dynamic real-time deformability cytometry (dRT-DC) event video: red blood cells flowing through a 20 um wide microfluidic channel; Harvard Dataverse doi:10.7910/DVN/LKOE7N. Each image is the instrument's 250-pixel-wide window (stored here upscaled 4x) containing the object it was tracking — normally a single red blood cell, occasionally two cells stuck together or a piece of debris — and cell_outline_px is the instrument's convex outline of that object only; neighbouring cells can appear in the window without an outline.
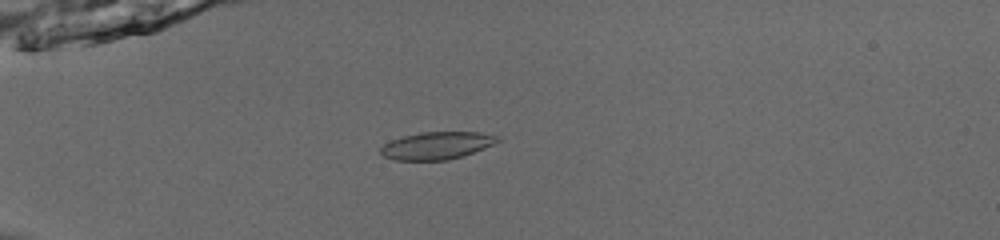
{"species": "common noctule bat (a hibernating species)", "species_latin": "Nyctalus noctula", "temperature_condition": "room temperature", "stored_images_in_passage": 54, "camera_frame_rate_fps": 3000, "um_per_image_px": 0.085, "animal": {"sex": "male", "body_mass_g": 13.0, "forearm_length_mm": 53.1}, "frame": {"image": 1, "passage_image": 17, "time_ms": 5.333, "image_size_px": [1000, 240], "cell_outline_px": [[504, 140], [484, 148], [448, 160], [392, 160], [384, 156], [380, 152], [380, 148], [384, 144], [392, 140], [404, 136], [420, 132], [480, 132], [496, 136]], "centroid_in_image_um": [37.13, 12.37], "position_along_channel_um": 47.9, "area_um2": 18.61}}
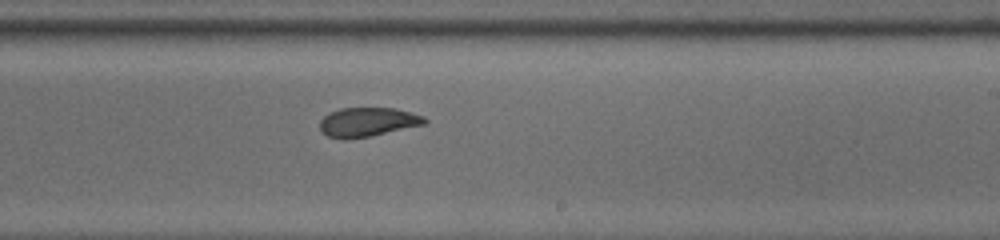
{"frame": {"image": 2, "passage_image": 35, "time_ms": 11.333, "image_size_px": [1000, 240], "cell_outline_px": [[428, 120], [424, 124], [368, 136], [344, 140], [328, 136], [320, 128], [320, 120], [328, 112], [340, 108], [396, 108], [424, 116]], "centroid_in_image_um": [31.22, 10.36], "position_along_channel_um": 257.8, "area_um2": 17.63}}
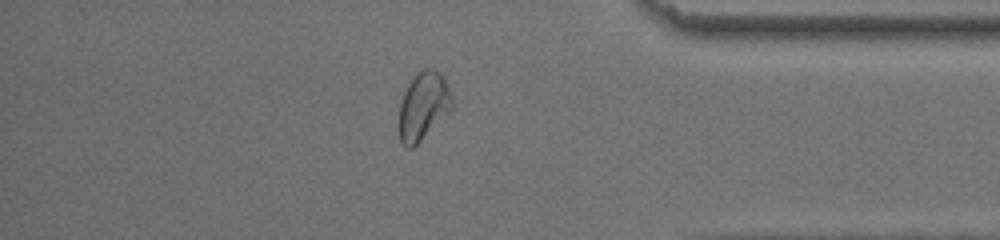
{"frame": {"image": 3, "passage_image": 47, "time_ms": 15.333, "image_size_px": [1000, 240], "cell_outline_px": [[452, 108], [412, 148], [404, 148], [400, 144], [400, 100], [408, 84], [416, 72], [420, 68], [432, 68], [440, 72], [452, 96]], "centroid_in_image_um": [35.95, 8.98], "position_along_channel_um": 399.2, "area_um2": 20.69}, "authors_computed_cell_mechanics": {"area_um2": 19.5075, "velocity_mm_per_s": 3.923, "shape_relaxation_time_tau1_ms": 5.6973, "shape_relaxation_time_tau2_ms": 3.272, "deformation_change_tau1": 0.1317, "deformation_change_tau2": 0.0488}}